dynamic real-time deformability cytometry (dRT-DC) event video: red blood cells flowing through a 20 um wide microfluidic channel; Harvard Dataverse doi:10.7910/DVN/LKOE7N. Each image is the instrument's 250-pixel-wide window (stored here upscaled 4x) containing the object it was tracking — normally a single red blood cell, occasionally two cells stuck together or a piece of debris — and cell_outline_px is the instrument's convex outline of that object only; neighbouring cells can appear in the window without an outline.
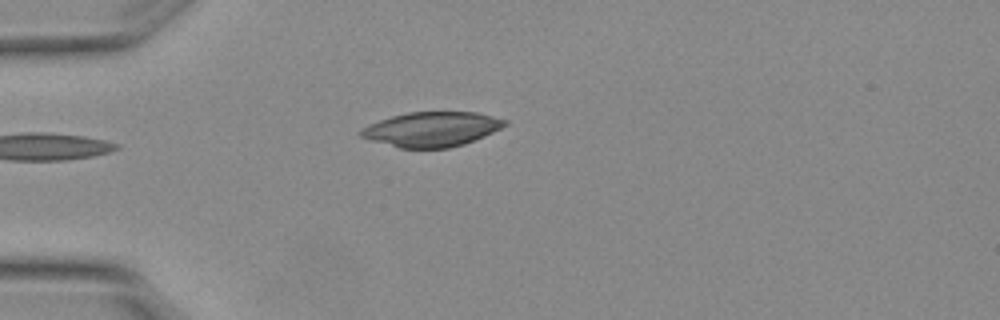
{"species": "Egyptian fruit bat (a non-hibernating species)", "species_latin": "Rousettus aegyptiacus", "temperature_condition": "warm", "stored_images_in_passage": 1, "camera_frame_rate_fps": 3000, "um_per_image_px": 0.085, "animal": {"sex": "female"}, "frame": {"image": 1, "passage_image": 1, "time_ms": 0.0, "image_size_px": [1000, 320], "cell_outline_px": [[508, 124], [484, 136], [464, 144], [448, 148], [400, 148], [372, 140], [360, 136], [356, 132], [360, 128], [368, 124], [392, 116], [408, 112], [476, 112], [508, 120]], "centroid_in_image_um": [36.67, 10.98], "position_along_channel_um": 48.3, "area_um2": 29.07}}